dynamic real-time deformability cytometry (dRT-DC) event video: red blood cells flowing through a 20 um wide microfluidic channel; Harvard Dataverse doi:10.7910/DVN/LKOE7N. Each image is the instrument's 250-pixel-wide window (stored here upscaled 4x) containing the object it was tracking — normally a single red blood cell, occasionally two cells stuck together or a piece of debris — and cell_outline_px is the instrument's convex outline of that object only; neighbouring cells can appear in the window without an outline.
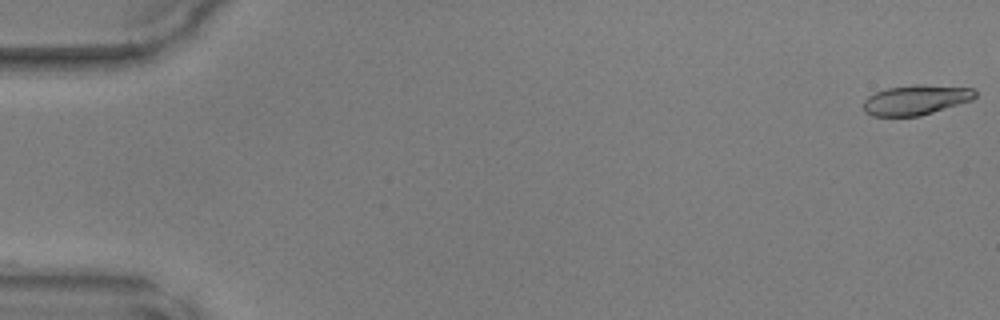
{"species": "common noctule bat (a hibernating species)", "species_latin": "Nyctalus noctula", "temperature_condition": "warm", "stored_images_in_passage": 15, "camera_frame_rate_fps": 3000, "um_per_image_px": 0.085, "animal": {"sex": "male", "body_mass_g": 17.9, "forearm_length_mm": 54.2}, "frame": {"image": 1, "passage_image": 1, "time_ms": 0.0, "image_size_px": [1000, 320], "cell_outline_px": [[976, 96], [972, 100], [920, 116], [872, 116], [864, 112], [864, 100], [868, 96], [876, 92], [888, 88], [916, 84], [920, 84], [972, 88], [976, 92]], "centroid_in_image_um": [77.84, 8.49], "position_along_channel_um": 7.2, "area_um2": 19.42}}